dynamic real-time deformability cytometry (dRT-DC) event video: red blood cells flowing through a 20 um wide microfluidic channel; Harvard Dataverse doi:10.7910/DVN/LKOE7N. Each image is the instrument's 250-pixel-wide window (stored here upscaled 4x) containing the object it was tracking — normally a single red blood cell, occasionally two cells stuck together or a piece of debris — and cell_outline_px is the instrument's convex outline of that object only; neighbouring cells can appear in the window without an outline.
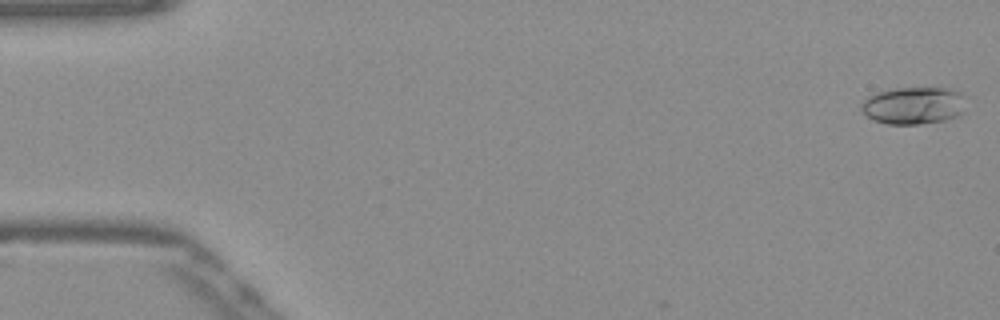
{"species": "Egyptian fruit bat (a non-hibernating species)", "species_latin": "Rousettus aegyptiacus", "temperature_condition": "warm", "stored_images_in_passage": 6, "camera_frame_rate_fps": 3000, "um_per_image_px": 0.085, "frame": {"image": 1, "passage_image": 1, "time_ms": 0.0, "image_size_px": [1000, 320], "cell_outline_px": [[964, 96], [960, 112], [956, 116], [944, 120], [920, 124], [888, 124], [872, 120], [860, 112], [860, 104], [868, 96], [876, 92], [896, 88], [948, 88], [960, 92]], "centroid_in_image_um": [77.56, 8.97], "position_along_channel_um": 7.4, "area_um2": 22.72}}